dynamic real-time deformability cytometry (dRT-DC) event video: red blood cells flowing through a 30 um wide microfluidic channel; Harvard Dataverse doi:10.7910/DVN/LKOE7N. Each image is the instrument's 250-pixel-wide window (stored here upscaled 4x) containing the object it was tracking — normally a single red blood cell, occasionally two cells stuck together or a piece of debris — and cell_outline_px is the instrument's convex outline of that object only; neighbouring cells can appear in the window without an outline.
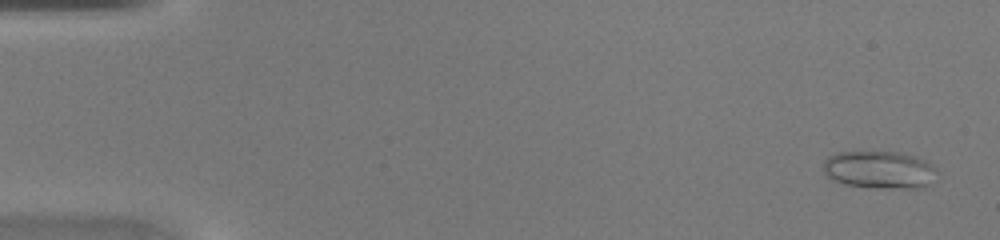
{"species": "common noctule bat (a hibernating species)", "species_latin": "Nyctalus noctula", "temperature_condition": "warm", "stored_images_in_passage": 45, "camera_frame_rate_fps": 3000, "um_per_image_px": 0.085, "animal": {"sex": "female", "body_mass_g": 20.0, "forearm_length_mm": 54.0}, "frame": {"image": 1, "passage_image": 2, "time_ms": 0.333, "image_size_px": [1000, 240], "cell_outline_px": [[936, 168], [932, 184], [924, 188], [876, 188], [844, 184], [832, 180], [824, 172], [824, 160], [828, 156], [836, 152], [896, 152], [912, 156], [924, 160]], "centroid_in_image_um": [74.74, 14.45], "position_along_channel_um": 10.3, "area_um2": 24.91}}
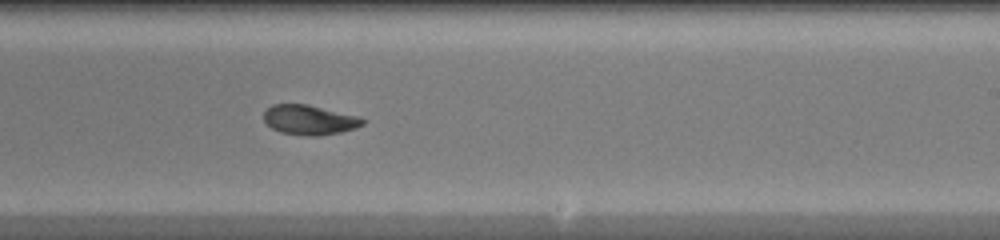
{"frame": {"image": 2, "passage_image": 28, "time_ms": 9.0, "image_size_px": [1000, 240], "cell_outline_px": [[364, 124], [356, 128], [340, 132], [320, 136], [308, 136], [280, 132], [272, 128], [264, 120], [264, 112], [272, 104], [308, 104], [360, 116], [364, 120]], "centroid_in_image_um": [26.32, 10.19], "position_along_channel_um": 262.7, "area_um2": 17.22}}
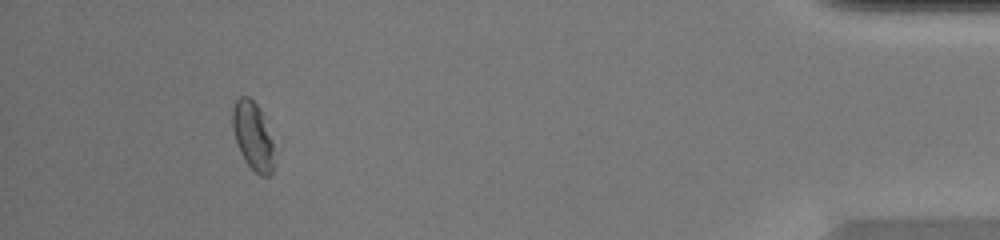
{"frame": {"image": 3, "passage_image": 42, "time_ms": 13.667, "image_size_px": [1000, 240], "cell_outline_px": [[276, 164], [272, 172], [268, 176], [260, 176], [244, 160], [236, 144], [232, 128], [232, 104], [240, 96], [248, 96], [260, 108], [272, 140]], "centroid_in_image_um": [21.49, 11.57], "position_along_channel_um": 413.7, "area_um2": 16.88}}